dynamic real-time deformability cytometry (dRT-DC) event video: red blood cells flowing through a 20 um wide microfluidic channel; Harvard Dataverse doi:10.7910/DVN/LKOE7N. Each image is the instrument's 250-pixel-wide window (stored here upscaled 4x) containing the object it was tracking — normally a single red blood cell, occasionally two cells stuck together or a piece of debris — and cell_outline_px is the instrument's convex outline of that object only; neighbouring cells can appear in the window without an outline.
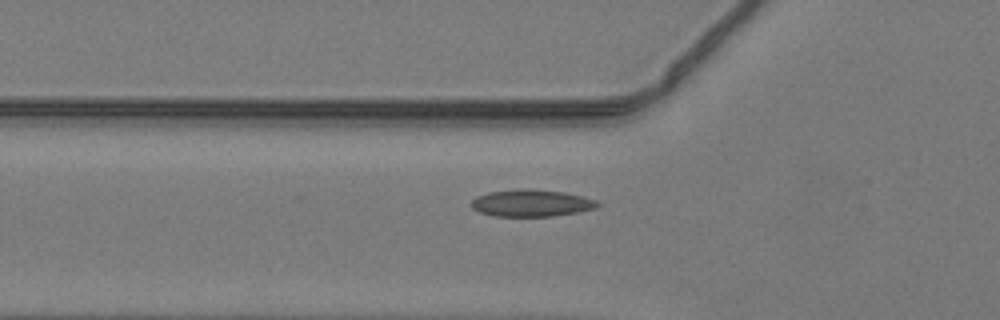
{"species": "common noctule bat (a hibernating species)", "species_latin": "Nyctalus noctula", "temperature_condition": "warm", "stored_images_in_passage": 33, "camera_frame_rate_fps": 3000, "um_per_image_px": 0.085, "animal": {"sex": "male", "body_mass_g": 19.2, "forearm_length_mm": 51.8}, "frame": {"image": 1, "passage_image": 5, "time_ms": 1.333, "image_size_px": [1000, 320], "cell_outline_px": [[600, 204], [596, 208], [580, 212], [552, 216], [492, 216], [480, 212], [472, 208], [468, 204], [476, 196], [488, 192], [524, 188], [528, 188], [564, 192], [584, 196], [596, 200]], "centroid_in_image_um": [45.16, 17.26], "position_along_channel_um": 80.6, "area_um2": 20.11}}
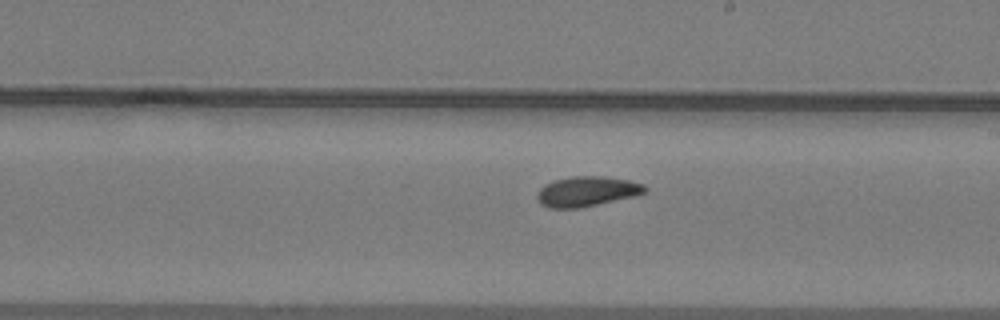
{"frame": {"image": 2, "passage_image": 16, "time_ms": 5.0, "image_size_px": [1000, 320], "cell_outline_px": [[648, 192], [636, 196], [580, 208], [548, 208], [540, 204], [536, 200], [536, 192], [544, 184], [556, 180], [572, 176], [604, 176], [628, 180], [644, 184], [648, 188]], "centroid_in_image_um": [49.88, 16.28], "position_along_channel_um": 239.1, "area_um2": 19.19}}
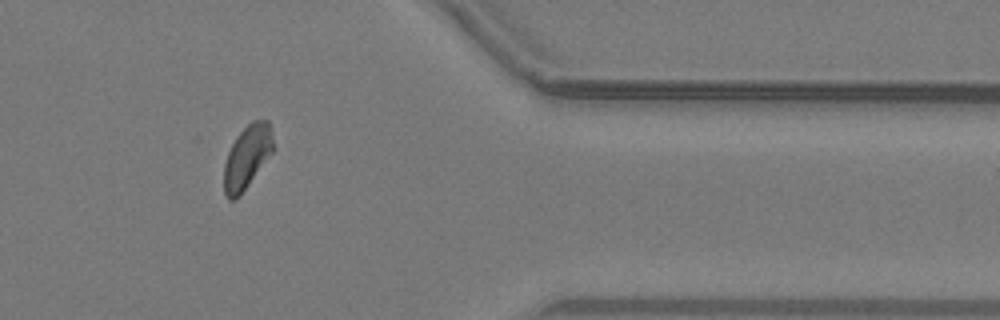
{"frame": {"image": 3, "passage_image": 28, "time_ms": 9.0, "image_size_px": [1000, 320], "cell_outline_px": [[272, 152], [240, 196], [232, 200], [228, 200], [224, 192], [224, 164], [228, 152], [236, 136], [252, 120], [268, 120], [272, 136]], "centroid_in_image_um": [20.97, 13.36], "position_along_channel_um": 390.4, "area_um2": 17.86}}